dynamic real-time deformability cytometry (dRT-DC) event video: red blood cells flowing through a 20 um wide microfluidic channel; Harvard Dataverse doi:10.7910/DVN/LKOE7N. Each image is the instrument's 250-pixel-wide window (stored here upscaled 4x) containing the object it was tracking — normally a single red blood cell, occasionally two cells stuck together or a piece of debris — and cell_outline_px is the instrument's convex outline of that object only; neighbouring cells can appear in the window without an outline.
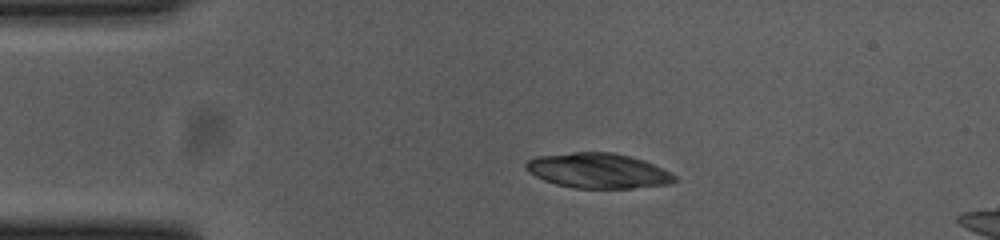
{"species": "common noctule bat (a hibernating species)", "species_latin": "Nyctalus noctula", "temperature_condition": "cold", "stored_images_in_passage": 32, "camera_frame_rate_fps": 3000, "um_per_image_px": 0.085, "animal": {"sex": "female", "body_mass_g": 23.0, "forearm_length_mm": 53.4}, "frame": {"image": 1, "passage_image": 1, "time_ms": 0.0, "image_size_px": [1000, 240], "cell_outline_px": [[676, 180], [672, 184], [632, 188], [572, 188], [556, 184], [544, 180], [528, 172], [524, 168], [524, 164], [528, 160], [540, 156], [572, 152], [612, 152], [644, 160], [672, 172], [676, 176]], "centroid_in_image_um": [50.86, 14.51], "position_along_channel_um": 34.1, "area_um2": 30.46}}